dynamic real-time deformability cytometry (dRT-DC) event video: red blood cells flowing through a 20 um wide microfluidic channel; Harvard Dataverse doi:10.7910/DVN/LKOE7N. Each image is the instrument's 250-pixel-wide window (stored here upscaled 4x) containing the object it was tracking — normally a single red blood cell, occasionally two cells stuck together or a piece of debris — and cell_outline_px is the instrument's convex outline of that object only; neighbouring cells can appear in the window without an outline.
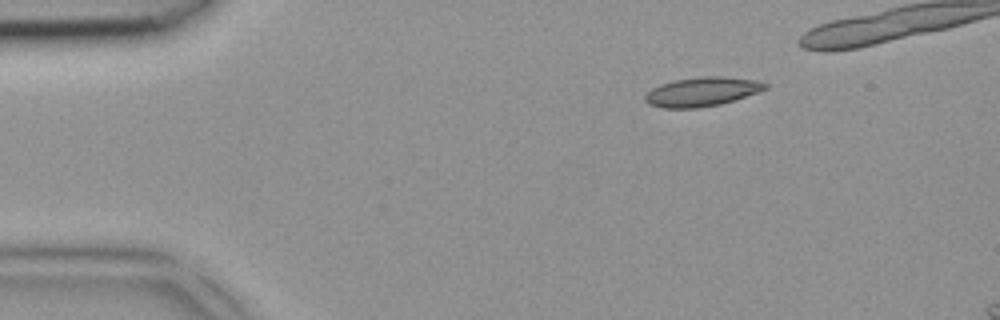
{"species": "common noctule bat (a hibernating species)", "species_latin": "Nyctalus noctula", "temperature_condition": "room temperature", "stored_images_in_passage": 5, "camera_frame_rate_fps": 3000, "um_per_image_px": 0.085, "animal": {"sex": "female", "body_mass_g": 18.4}, "frame": {"image": 1, "passage_image": 1, "time_ms": 0.0, "image_size_px": [1000, 320], "cell_outline_px": [[768, 88], [720, 104], [696, 108], [664, 108], [648, 104], [644, 100], [644, 96], [652, 88], [660, 84], [672, 80], [700, 76], [720, 76], [756, 80], [768, 84]], "centroid_in_image_um": [59.61, 7.79], "position_along_channel_um": 25.4, "area_um2": 20.29}}